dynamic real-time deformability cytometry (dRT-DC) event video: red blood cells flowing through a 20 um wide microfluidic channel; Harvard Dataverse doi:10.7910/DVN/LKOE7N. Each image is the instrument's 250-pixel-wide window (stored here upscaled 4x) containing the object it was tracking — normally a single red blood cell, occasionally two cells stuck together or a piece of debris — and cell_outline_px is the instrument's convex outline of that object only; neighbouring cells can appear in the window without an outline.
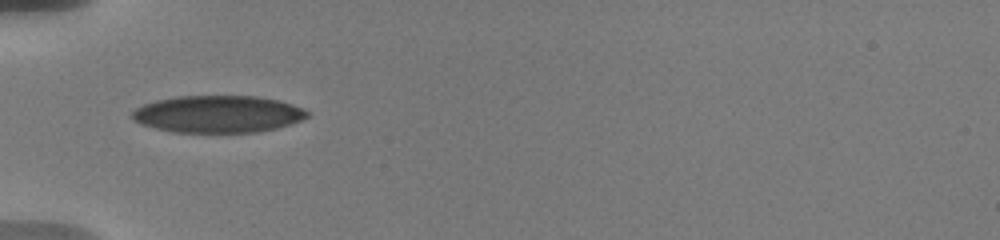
{"species": "human", "species_latin": "Homo sapiens", "temperature_condition": "warm", "stored_images_in_passage": 49, "camera_frame_rate_fps": 3000, "um_per_image_px": 0.085, "donor": {"sex": "male"}, "frame": {"image": 1, "passage_image": 1, "time_ms": 0.0, "image_size_px": [1000, 240], "cell_outline_px": [[308, 116], [300, 120], [276, 128], [256, 132], [172, 132], [140, 124], [132, 120], [132, 112], [136, 108], [144, 104], [156, 100], [176, 96], [256, 96], [280, 100], [292, 104], [308, 112]], "centroid_in_image_um": [18.48, 9.69], "position_along_channel_um": 66.5, "area_um2": 37.74}}
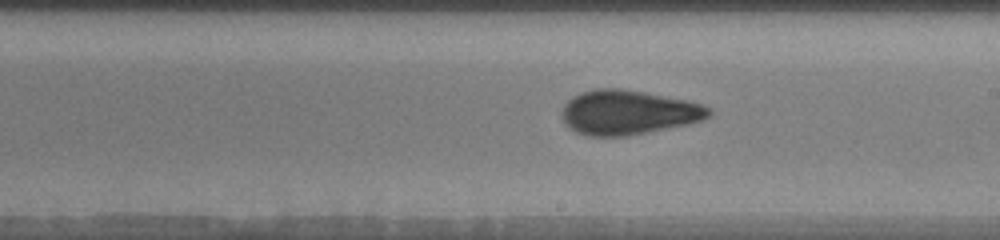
{"frame": {"image": 2, "passage_image": 15, "time_ms": 4.667, "image_size_px": [1000, 240], "cell_outline_px": [[712, 112], [704, 120], [688, 124], [628, 136], [588, 136], [576, 132], [568, 128], [564, 124], [560, 112], [564, 104], [572, 96], [580, 92], [596, 88], [620, 88], [644, 92], [688, 100], [712, 108]], "centroid_in_image_um": [53.36, 9.55], "position_along_channel_um": 235.6, "area_um2": 38.49}}
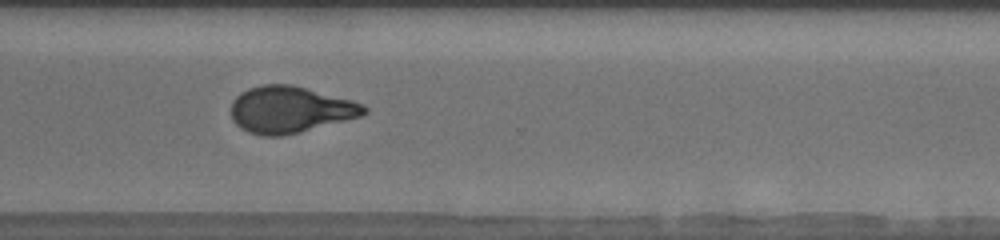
{"frame": {"image": 3, "passage_image": 28, "time_ms": 7.667, "image_size_px": [1000, 240], "cell_outline_px": [[368, 112], [360, 116], [300, 132], [284, 136], [260, 136], [248, 132], [240, 128], [232, 120], [232, 100], [240, 92], [248, 88], [260, 84], [292, 84], [352, 100], [364, 104], [368, 108]], "centroid_in_image_um": [24.63, 9.31], "position_along_channel_um": 346.0, "area_um2": 36.3}, "authors_computed_cell_mechanics": {"area_um2": 35.9516, "velocity_mm_per_s": 3.6943, "shape_relaxation_time_tau1_ms": 8.519, "shape_relaxation_time_tau2_ms": 1.0704, "deformation_change_tau1": 0.2169, "deformation_change_tau2": 0.0567}}